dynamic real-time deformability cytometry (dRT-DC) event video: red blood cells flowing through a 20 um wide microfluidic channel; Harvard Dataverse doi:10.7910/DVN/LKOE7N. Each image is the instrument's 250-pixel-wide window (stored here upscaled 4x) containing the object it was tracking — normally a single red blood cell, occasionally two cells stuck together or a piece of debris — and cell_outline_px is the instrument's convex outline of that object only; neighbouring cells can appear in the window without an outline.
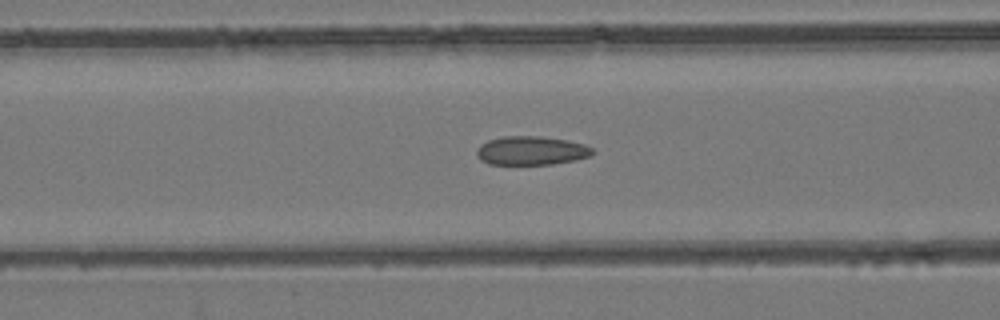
{"species": "common noctule bat (a hibernating species)", "species_latin": "Nyctalus noctula", "temperature_condition": "room temperature", "stored_images_in_passage": 41, "camera_frame_rate_fps": 3000, "um_per_image_px": 0.085, "animal": {"sex": "female", "body_mass_g": 24.6, "forearm_length_mm": 56.2}, "frame": {"image": 1, "passage_image": 9, "time_ms": 2.667, "image_size_px": [1000, 320], "cell_outline_px": [[592, 152], [588, 156], [572, 160], [552, 164], [488, 164], [480, 160], [476, 156], [476, 152], [480, 144], [488, 140], [504, 136], [540, 136], [568, 140], [584, 144], [592, 148]], "centroid_in_image_um": [45.1, 12.79], "position_along_channel_um": 121.5, "area_um2": 19.31}}
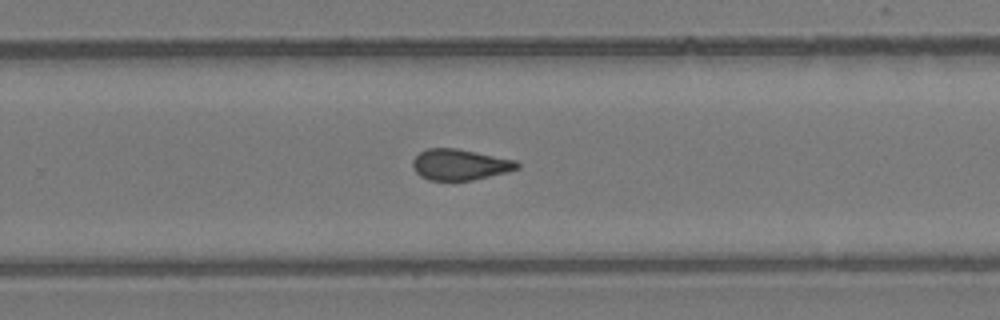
{"frame": {"image": 2, "passage_image": 22, "time_ms": 7.0, "image_size_px": [1000, 320], "cell_outline_px": [[520, 168], [508, 172], [472, 180], [428, 180], [420, 176], [416, 172], [412, 164], [412, 160], [420, 152], [428, 148], [456, 148], [516, 160], [520, 164]], "centroid_in_image_um": [39.1, 13.99], "position_along_channel_um": 290.7, "area_um2": 18.84}}
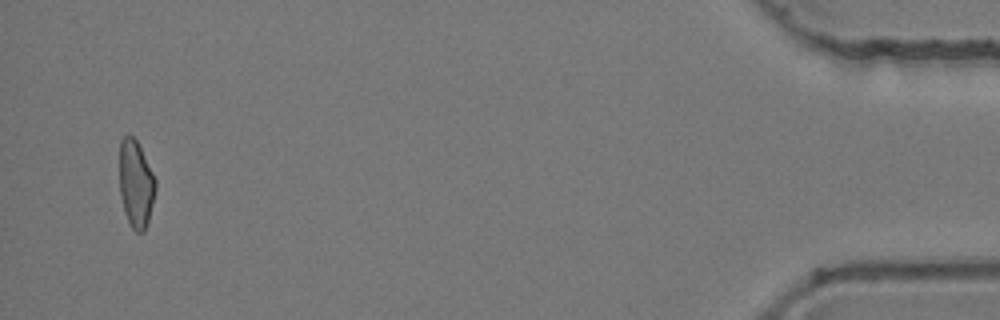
{"frame": {"image": 3, "passage_image": 39, "time_ms": 12.667, "image_size_px": [1000, 320], "cell_outline_px": [[156, 188], [148, 224], [144, 232], [136, 232], [132, 228], [124, 212], [120, 196], [120, 140], [128, 132], [136, 140], [156, 180]], "centroid_in_image_um": [11.54, 15.65], "position_along_channel_um": 423.7, "area_um2": 18.32}, "authors_computed_cell_mechanics": {"area_um2": 19.0162, "velocity_mm_per_s": 3.9136, "shape_relaxation_time_tau1_ms": null, "shape_relaxation_time_tau2_ms": 2.0677, "deformation_change_tau1": null, "deformation_change_tau2": 0.0947}}